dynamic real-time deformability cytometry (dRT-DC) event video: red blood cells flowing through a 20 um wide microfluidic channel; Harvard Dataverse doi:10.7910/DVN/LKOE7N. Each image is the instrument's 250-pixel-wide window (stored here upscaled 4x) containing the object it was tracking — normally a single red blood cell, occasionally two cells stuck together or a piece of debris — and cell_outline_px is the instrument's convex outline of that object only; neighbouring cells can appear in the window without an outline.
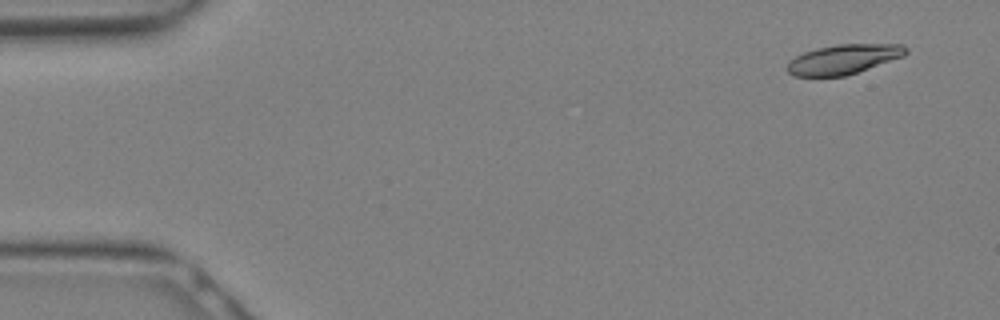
{"species": "Egyptian fruit bat (a non-hibernating species)", "species_latin": "Rousettus aegyptiacus", "temperature_condition": "warm", "stored_images_in_passage": 7, "camera_frame_rate_fps": 3000, "um_per_image_px": 0.085, "animal": {"sex": "female"}, "frame": {"image": 1, "passage_image": 1, "time_ms": 0.0, "image_size_px": [1000, 320], "cell_outline_px": [[908, 52], [904, 56], [844, 76], [796, 76], [788, 72], [784, 68], [788, 60], [804, 52], [816, 48], [840, 44], [904, 44], [908, 48]], "centroid_in_image_um": [71.67, 5.03], "position_along_channel_um": 13.3, "area_um2": 20.52}}